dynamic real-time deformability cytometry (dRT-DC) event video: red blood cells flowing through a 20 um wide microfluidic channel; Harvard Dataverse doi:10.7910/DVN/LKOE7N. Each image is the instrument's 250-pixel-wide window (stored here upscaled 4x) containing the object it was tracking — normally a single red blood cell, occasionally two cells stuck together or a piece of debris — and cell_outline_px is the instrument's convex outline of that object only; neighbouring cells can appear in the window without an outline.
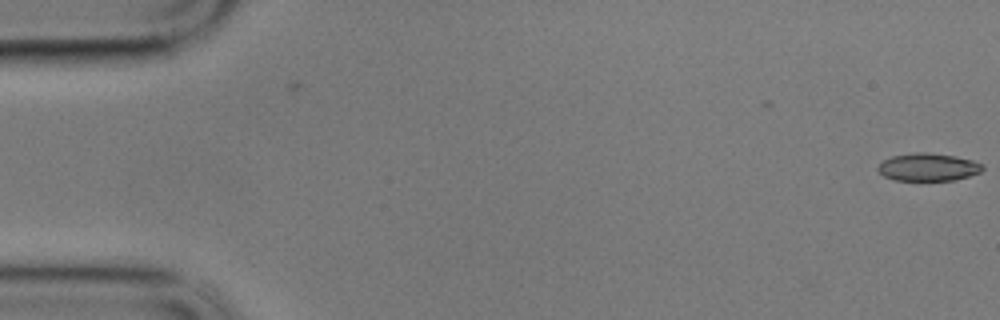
{"species": "common noctule bat (a hibernating species)", "species_latin": "Nyctalus noctula", "temperature_condition": "cold", "stored_images_in_passage": 3, "camera_frame_rate_fps": 3000, "um_per_image_px": 0.085, "animal": {"sex": "male", "body_mass_g": 17.9}, "frame": {"image": 1, "passage_image": 3, "time_ms": 0.667, "image_size_px": [1000, 320], "cell_outline_px": [[984, 168], [980, 172], [956, 180], [892, 180], [884, 176], [876, 168], [884, 160], [892, 156], [916, 152], [924, 152], [956, 156], [972, 160], [984, 164]], "centroid_in_image_um": [78.9, 14.2], "position_along_channel_um": 6.1, "area_um2": 16.88}}